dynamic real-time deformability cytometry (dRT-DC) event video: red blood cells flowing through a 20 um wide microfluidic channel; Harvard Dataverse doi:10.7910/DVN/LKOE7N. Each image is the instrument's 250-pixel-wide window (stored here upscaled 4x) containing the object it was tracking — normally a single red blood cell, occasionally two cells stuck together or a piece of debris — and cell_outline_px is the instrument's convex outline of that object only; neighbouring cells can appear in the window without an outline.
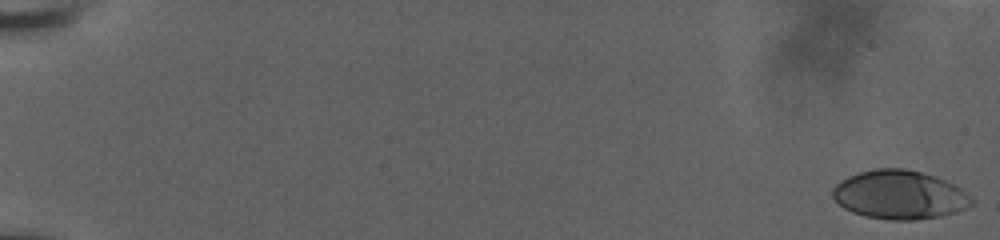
{"species": "human", "species_latin": "Homo sapiens", "temperature_condition": "room temperature", "stored_images_in_passage": 24, "segment_of_instrument_passage": [1, 2], "camera_frame_rate_fps": 3000, "um_per_image_px": 0.085, "donor": {"sex": "male"}, "frame": {"image": 1, "passage_image": 1, "time_ms": 0.0, "image_size_px": [1000, 240], "cell_outline_px": [[976, 204], [956, 212], [940, 216], [916, 220], [892, 220], [864, 216], [852, 212], [844, 208], [832, 196], [832, 188], [840, 180], [848, 176], [860, 172], [876, 168], [904, 168], [936, 176], [956, 184], [976, 200]], "centroid_in_image_um": [76.51, 16.55], "position_along_channel_um": 8.5, "area_um2": 39.88}}
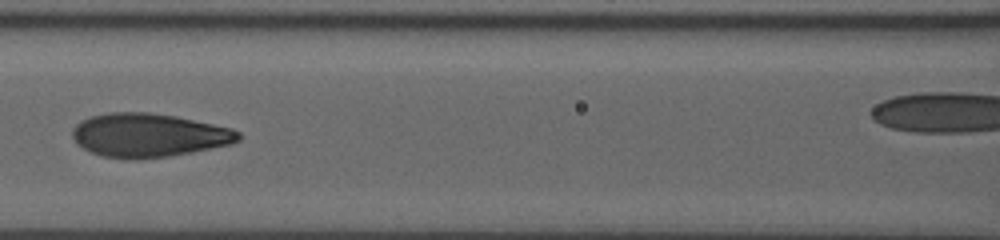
{"frame": {"image": 2, "passage_image": 22, "time_ms": 10.0, "image_size_px": [1000, 240], "cell_outline_px": [[240, 140], [232, 144], [192, 152], [168, 156], [140, 160], [128, 160], [104, 156], [92, 152], [76, 144], [72, 136], [72, 128], [80, 120], [92, 116], [108, 112], [148, 112], [176, 116], [232, 128], [240, 132]], "centroid_in_image_um": [12.63, 11.5], "position_along_channel_um": 154.0, "area_um2": 42.54}}